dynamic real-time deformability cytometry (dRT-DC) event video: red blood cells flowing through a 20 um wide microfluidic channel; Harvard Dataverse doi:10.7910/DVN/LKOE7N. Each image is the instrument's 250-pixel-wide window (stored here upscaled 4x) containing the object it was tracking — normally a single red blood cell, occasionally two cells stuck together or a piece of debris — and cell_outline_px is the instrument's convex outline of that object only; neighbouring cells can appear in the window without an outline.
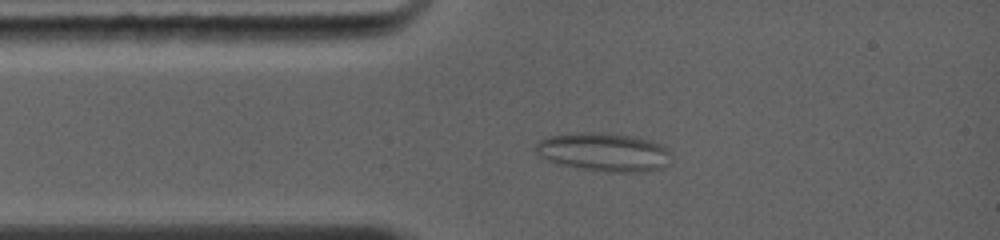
{"species": "common noctule bat (a hibernating species)", "species_latin": "Nyctalus noctula", "temperature_condition": "warm", "stored_images_in_passage": 24, "camera_frame_rate_fps": 5000, "um_per_image_px": 0.085, "animal": {"sex": "female", "body_mass_g": 19.0, "forearm_length_mm": 56.7}, "frame": {"image": 1, "passage_image": 3, "time_ms": 1.4, "image_size_px": [1000, 240], "cell_outline_px": [[668, 164], [664, 168], [644, 172], [604, 172], [576, 168], [556, 164], [540, 156], [532, 148], [540, 140], [548, 136], [576, 132], [592, 132], [632, 136], [652, 140], [668, 148]], "centroid_in_image_um": [51.29, 12.94], "position_along_channel_um": 33.7, "area_um2": 30.75}}
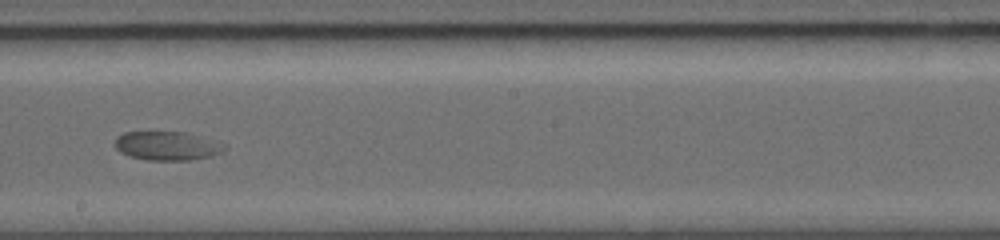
{"frame": {"image": 2, "passage_image": 12, "time_ms": 6.4, "image_size_px": [1000, 240], "cell_outline_px": [[228, 148], [212, 156], [192, 160], [148, 160], [128, 156], [120, 152], [116, 148], [116, 136], [124, 132], [184, 132], [228, 144]], "centroid_in_image_um": [14.23, 12.4], "position_along_channel_um": 234.0, "area_um2": 18.5}}
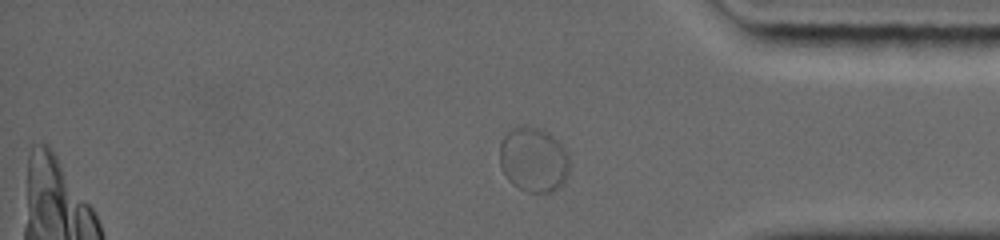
{"frame": {"image": 3, "passage_image": 21, "time_ms": 10.4, "image_size_px": [1000, 240], "cell_outline_px": [[568, 172], [564, 180], [552, 192], [528, 192], [512, 184], [508, 180], [500, 164], [500, 140], [512, 128], [524, 124], [540, 128], [548, 132], [564, 148], [568, 156]], "centroid_in_image_um": [45.32, 13.54], "position_along_channel_um": 389.9, "area_um2": 26.24}}